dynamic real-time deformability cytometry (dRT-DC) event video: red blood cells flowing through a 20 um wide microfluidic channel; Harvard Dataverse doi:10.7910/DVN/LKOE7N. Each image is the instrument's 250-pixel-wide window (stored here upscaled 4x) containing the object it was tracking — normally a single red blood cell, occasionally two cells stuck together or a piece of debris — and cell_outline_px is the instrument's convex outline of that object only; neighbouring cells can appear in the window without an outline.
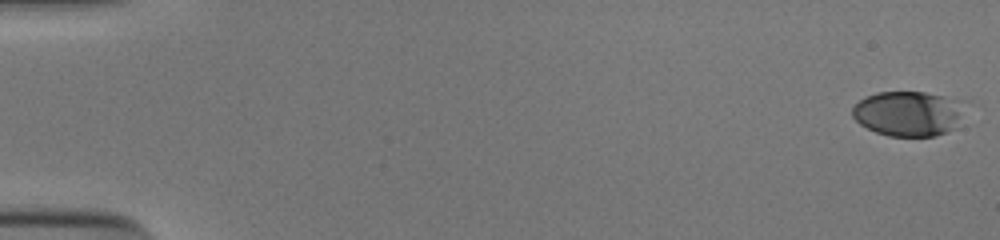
{"species": "human", "species_latin": "Homo sapiens", "temperature_condition": "cold", "stored_images_in_passage": 54, "camera_frame_rate_fps": 3000, "um_per_image_px": 0.085, "donor": {"sex": "male"}, "frame": {"image": 1, "passage_image": 1, "time_ms": 0.0, "image_size_px": [1000, 240], "cell_outline_px": [[956, 128], [948, 132], [936, 136], [888, 136], [876, 132], [860, 124], [852, 116], [852, 108], [864, 96], [876, 92], [924, 92], [944, 96], [956, 100]], "centroid_in_image_um": [77.06, 9.66], "position_along_channel_um": 7.9, "area_um2": 28.67}}
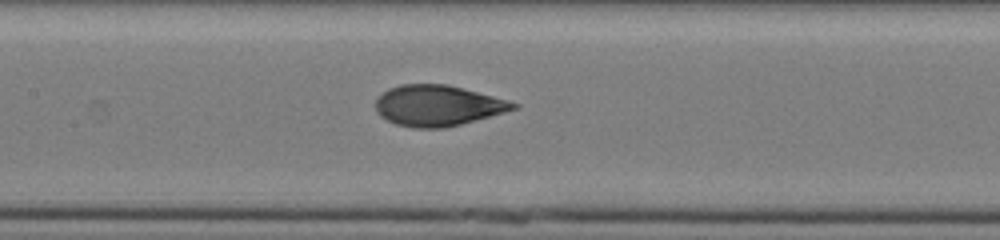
{"frame": {"image": 2, "passage_image": 27, "time_ms": 8.667, "image_size_px": [1000, 240], "cell_outline_px": [[520, 108], [460, 124], [444, 128], [412, 128], [396, 124], [380, 116], [376, 112], [376, 96], [388, 88], [400, 84], [448, 84], [508, 100], [520, 104]], "centroid_in_image_um": [37.19, 8.97], "position_along_channel_um": 170.2, "area_um2": 32.89}}
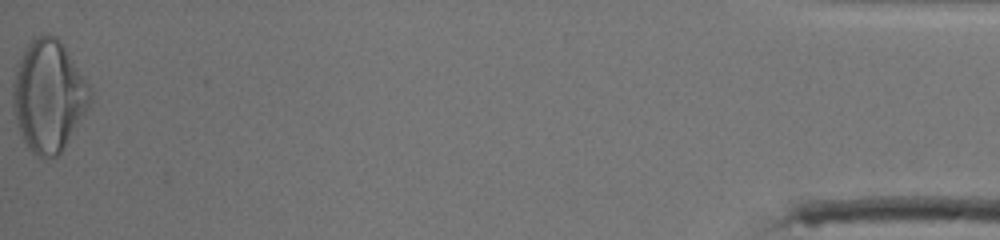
{"frame": {"image": 3, "passage_image": 54, "time_ms": 17.667, "image_size_px": [1000, 240], "cell_outline_px": [[92, 100], [88, 108], [64, 148], [56, 156], [44, 160], [36, 156], [28, 148], [20, 132], [16, 120], [12, 104], [12, 84], [16, 68], [28, 44], [36, 36], [48, 32], [60, 40], [92, 88]], "centroid_in_image_um": [4.14, 8.16], "position_along_channel_um": 431.1, "area_um2": 50.34}, "authors_computed_cell_mechanics": {"area_um2": 32.6859, "velocity_mm_per_s": 3.8995, "shape_relaxation_time_tau1_ms": 5.5145, "shape_relaxation_time_tau2_ms": 0.8286, "deformation_change_tau1": 0.2175, "deformation_change_tau2": 0.0645}}